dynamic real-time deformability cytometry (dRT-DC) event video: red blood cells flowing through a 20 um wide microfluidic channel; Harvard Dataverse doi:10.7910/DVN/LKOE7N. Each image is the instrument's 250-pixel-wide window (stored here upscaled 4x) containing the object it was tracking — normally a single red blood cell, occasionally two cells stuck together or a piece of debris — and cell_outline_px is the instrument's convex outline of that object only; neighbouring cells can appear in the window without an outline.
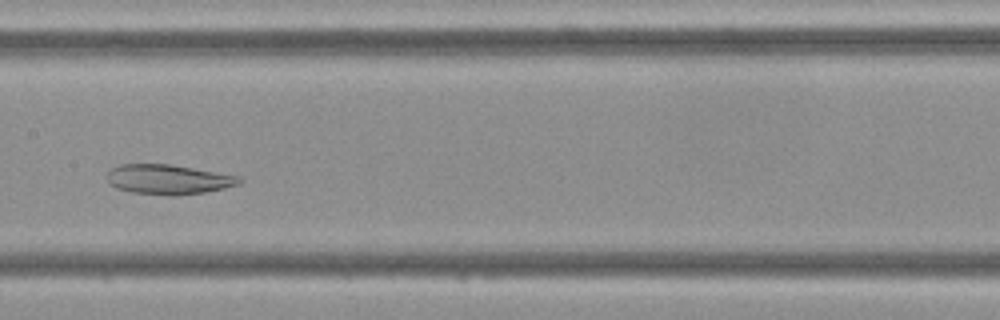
{"species": "Egyptian fruit bat (a non-hibernating species)", "species_latin": "Rousettus aegyptiacus", "temperature_condition": "cold", "stored_images_in_passage": 45, "camera_frame_rate_fps": 3000, "um_per_image_px": 0.085, "frame": {"image": 1, "passage_image": 21, "time_ms": 6.667, "image_size_px": [1000, 320], "cell_outline_px": [[244, 180], [240, 184], [224, 188], [204, 192], [176, 196], [168, 196], [132, 192], [116, 188], [108, 184], [108, 172], [112, 168], [120, 164], [172, 164], [240, 176]], "centroid_in_image_um": [14.33, 15.25], "position_along_channel_um": 193.1, "area_um2": 23.18}}
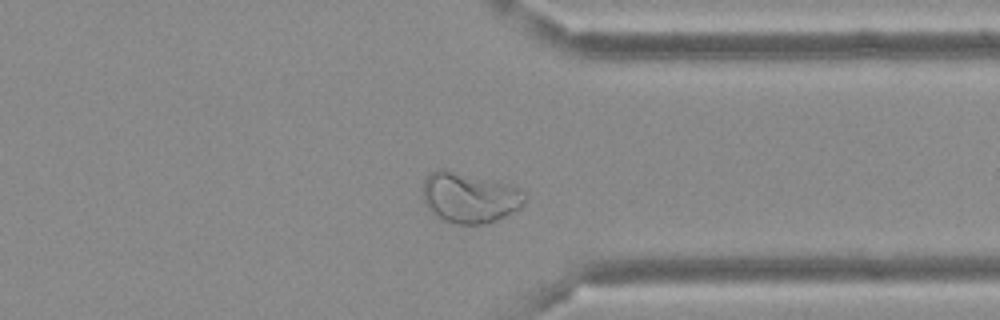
{"frame": {"image": 2, "passage_image": 34, "time_ms": 11.0, "image_size_px": [1000, 320], "cell_outline_px": [[528, 196], [520, 208], [496, 220], [480, 224], [456, 224], [440, 220], [432, 212], [424, 200], [424, 180], [436, 168], [440, 168], [520, 188]], "centroid_in_image_um": [39.91, 16.82], "position_along_channel_um": 371.5, "area_um2": 29.42}}
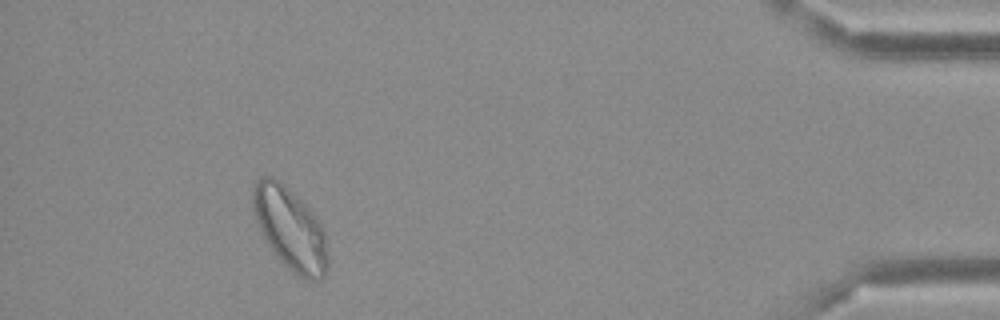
{"frame": {"image": 3, "passage_image": 41, "time_ms": 13.333, "image_size_px": [1000, 320], "cell_outline_px": [[328, 268], [324, 276], [320, 280], [308, 280], [292, 272], [284, 264], [268, 244], [256, 220], [252, 208], [252, 184], [260, 176], [272, 176], [284, 184], [320, 220], [324, 228], [328, 256]], "centroid_in_image_um": [24.67, 19.42], "position_along_channel_um": 410.5, "area_um2": 35.95}}